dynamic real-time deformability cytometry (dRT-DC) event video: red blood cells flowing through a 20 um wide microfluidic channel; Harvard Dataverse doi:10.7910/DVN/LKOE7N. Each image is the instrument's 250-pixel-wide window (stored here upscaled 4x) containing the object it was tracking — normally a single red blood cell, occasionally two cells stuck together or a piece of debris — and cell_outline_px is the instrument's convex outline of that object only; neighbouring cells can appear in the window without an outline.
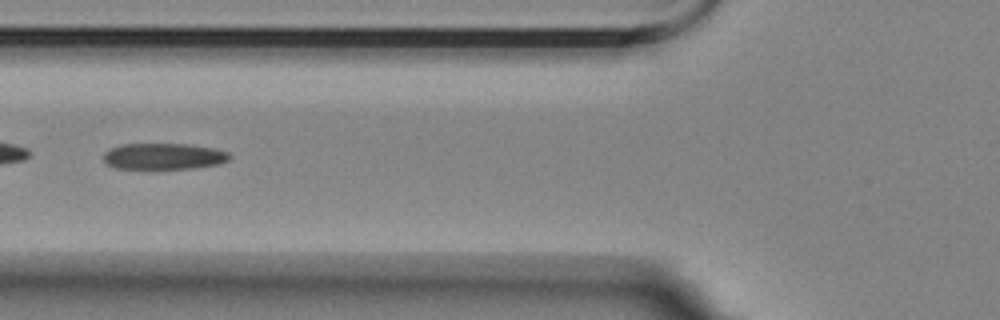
{"species": "Egyptian fruit bat (a non-hibernating species)", "species_latin": "Rousettus aegyptiacus", "temperature_condition": "room temperature", "stored_images_in_passage": 41, "camera_frame_rate_fps": 3000, "um_per_image_px": 0.085, "animal": {"sex": "female"}, "frame": {"image": 1, "passage_image": 15, "time_ms": 4.667, "image_size_px": [1000, 320], "cell_outline_px": [[228, 160], [220, 164], [192, 168], [116, 168], [108, 164], [104, 160], [104, 152], [120, 144], [184, 144], [212, 148], [228, 152]], "centroid_in_image_um": [13.89, 13.28], "position_along_channel_um": 111.9, "area_um2": 18.9}}
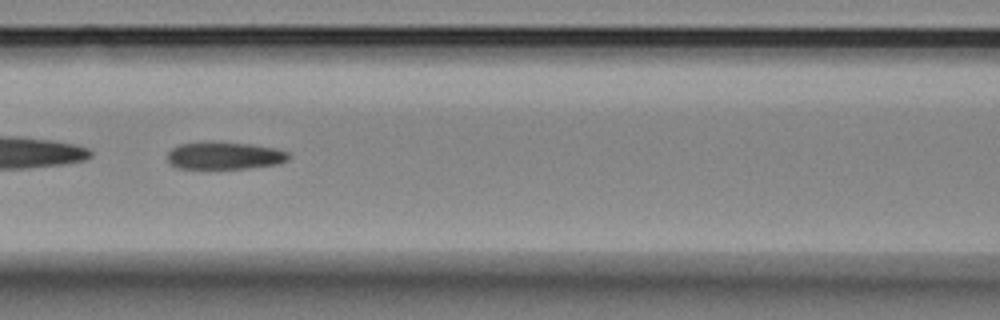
{"frame": {"image": 2, "passage_image": 18, "time_ms": 5.667, "image_size_px": [1000, 320], "cell_outline_px": [[288, 160], [280, 164], [248, 168], [176, 168], [168, 160], [168, 152], [172, 148], [180, 144], [248, 144], [276, 148], [288, 152]], "centroid_in_image_um": [19.14, 13.27], "position_along_channel_um": 147.5, "area_um2": 18.55}}
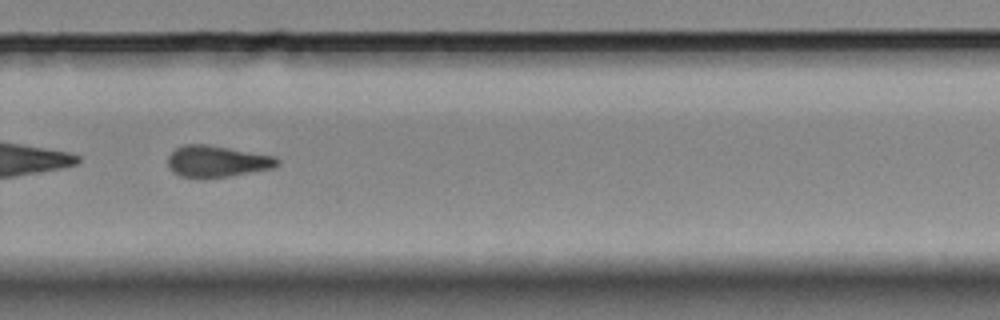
{"frame": {"image": 3, "passage_image": 32, "time_ms": 10.333, "image_size_px": [1000, 320], "cell_outline_px": [[280, 164], [272, 168], [228, 176], [200, 180], [180, 176], [172, 172], [168, 164], [168, 156], [176, 148], [184, 144], [208, 144], [276, 156], [280, 160]], "centroid_in_image_um": [18.43, 13.73], "position_along_channel_um": 311.4, "area_um2": 20.46}, "authors_computed_cell_mechanics": {"area_um2": 20.1722, "velocity_mm_per_s": 3.5192, "shape_relaxation_time_tau1_ms": null, "shape_relaxation_time_tau2_ms": 1.9525, "deformation_change_tau1": null, "deformation_change_tau2": 0.1034}}